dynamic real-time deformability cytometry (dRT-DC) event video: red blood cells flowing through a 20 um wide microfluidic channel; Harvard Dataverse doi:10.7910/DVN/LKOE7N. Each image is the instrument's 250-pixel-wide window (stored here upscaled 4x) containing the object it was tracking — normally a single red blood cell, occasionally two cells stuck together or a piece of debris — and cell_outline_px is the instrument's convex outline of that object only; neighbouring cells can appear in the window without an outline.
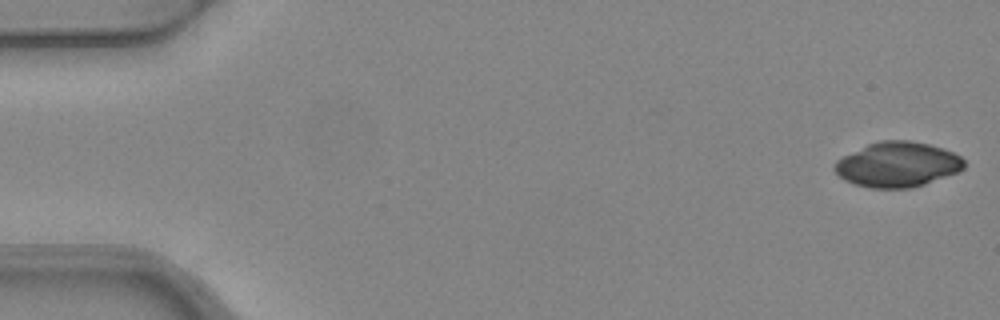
{"species": "common noctule bat (a hibernating species)", "species_latin": "Nyctalus noctula", "temperature_condition": "warm", "stored_images_in_passage": 4, "camera_frame_rate_fps": 3000, "um_per_image_px": 0.085, "animal": {"sex": "female", "body_mass_g": 24.6, "forearm_length_mm": 56.2}, "frame": {"image": 1, "passage_image": 1, "time_ms": 0.0, "image_size_px": [1000, 320], "cell_outline_px": [[964, 168], [960, 172], [912, 188], [872, 188], [856, 184], [844, 180], [832, 168], [836, 160], [868, 144], [880, 140], [908, 140], [928, 144], [944, 148], [960, 156], [964, 160]], "centroid_in_image_um": [76.3, 13.98], "position_along_channel_um": 8.7, "area_um2": 33.99}}